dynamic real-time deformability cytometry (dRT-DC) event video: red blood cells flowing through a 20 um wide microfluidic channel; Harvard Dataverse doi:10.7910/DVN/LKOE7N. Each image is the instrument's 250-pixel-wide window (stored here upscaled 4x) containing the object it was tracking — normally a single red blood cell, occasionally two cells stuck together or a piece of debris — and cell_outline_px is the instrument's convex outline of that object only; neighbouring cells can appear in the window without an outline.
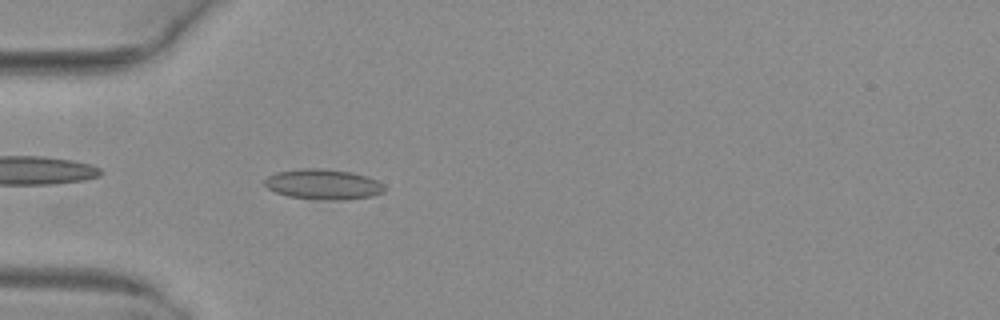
{"species": "common noctule bat (a hibernating species)", "species_latin": "Nyctalus noctula", "temperature_condition": "warm", "stored_images_in_passage": 37, "camera_frame_rate_fps": 3000, "um_per_image_px": 0.085, "animal": {"sex": "female", "body_mass_g": 29.2, "forearm_length_mm": 56.3}, "frame": {"image": 1, "passage_image": 17, "time_ms": 5.333, "image_size_px": [1000, 320], "cell_outline_px": [[388, 188], [384, 192], [372, 196], [348, 200], [316, 200], [288, 196], [276, 192], [268, 188], [264, 184], [264, 180], [268, 176], [276, 172], [300, 168], [320, 168], [352, 172], [368, 176], [384, 184]], "centroid_in_image_um": [27.51, 15.67], "position_along_channel_um": 57.5, "area_um2": 21.56}}
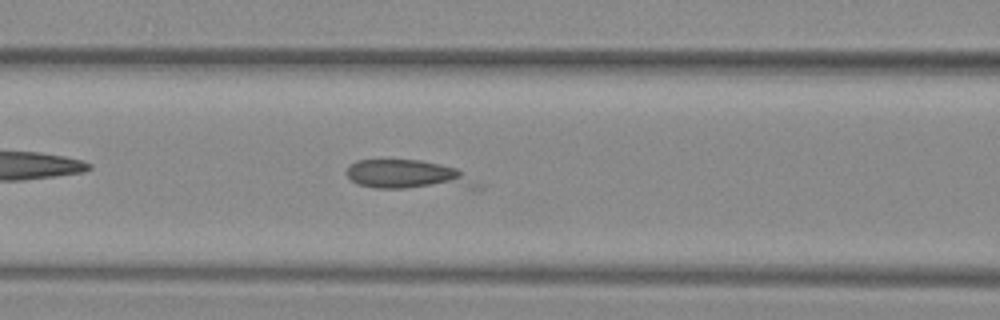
{"frame": {"image": 2, "passage_image": 23, "time_ms": 7.333, "image_size_px": [1000, 320], "cell_outline_px": [[484, 184], [480, 188], [376, 188], [356, 184], [344, 172], [356, 160], [420, 160], [440, 164], [456, 168]], "centroid_in_image_um": [34.75, 14.87], "position_along_channel_um": 131.9, "area_um2": 22.37}}
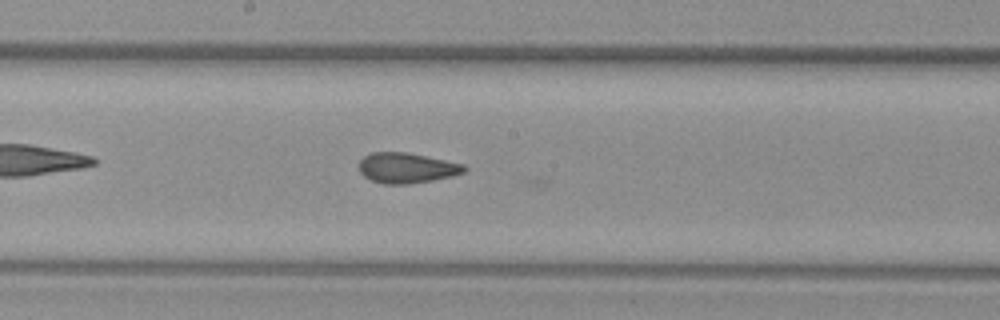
{"frame": {"image": 3, "passage_image": 29, "time_ms": 9.333, "image_size_px": [1000, 320], "cell_outline_px": [[468, 168], [464, 172], [452, 176], [432, 180], [408, 184], [384, 184], [372, 180], [364, 176], [360, 172], [360, 160], [364, 156], [372, 152], [408, 152], [464, 164]], "centroid_in_image_um": [34.58, 14.27], "position_along_channel_um": 213.6, "area_um2": 18.55}}